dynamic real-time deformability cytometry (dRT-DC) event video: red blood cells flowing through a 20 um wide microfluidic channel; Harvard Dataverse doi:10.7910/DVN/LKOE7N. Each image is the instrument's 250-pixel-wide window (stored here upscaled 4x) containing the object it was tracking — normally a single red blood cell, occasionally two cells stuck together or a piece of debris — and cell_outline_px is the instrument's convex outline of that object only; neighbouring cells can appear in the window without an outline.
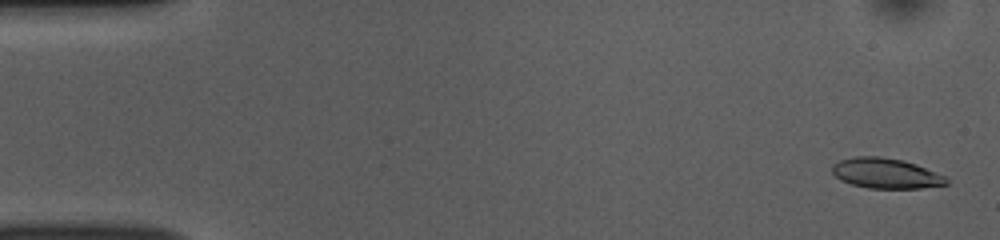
{"species": "common noctule bat (a hibernating species)", "species_latin": "Nyctalus noctula", "temperature_condition": "room temperature", "stored_images_in_passage": 52, "camera_frame_rate_fps": 3000, "um_per_image_px": 0.085, "animal": {"sex": "female", "body_mass_g": 10.0, "forearm_length_mm": 53.1}, "frame": {"image": 1, "passage_image": 2, "time_ms": 0.333, "image_size_px": [1000, 240], "cell_outline_px": [[948, 184], [920, 188], [868, 188], [852, 184], [840, 180], [832, 172], [832, 164], [840, 160], [856, 156], [880, 156], [904, 160], [916, 164], [944, 176], [948, 180]], "centroid_in_image_um": [75.27, 14.72], "position_along_channel_um": 9.7, "area_um2": 20.06}}
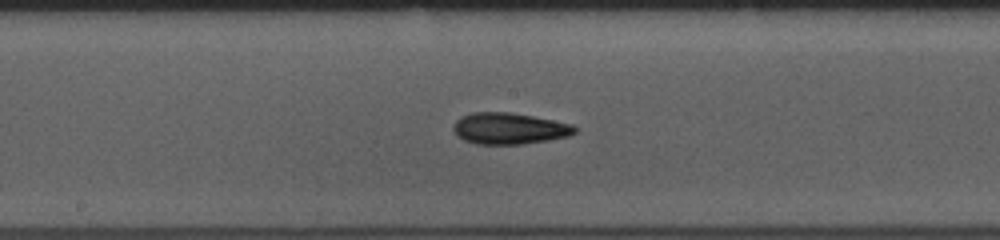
{"frame": {"image": 2, "passage_image": 27, "time_ms": 8.667, "image_size_px": [1000, 240], "cell_outline_px": [[576, 132], [568, 136], [548, 140], [524, 144], [476, 144], [464, 140], [456, 136], [452, 128], [456, 120], [460, 116], [472, 112], [508, 112], [532, 116], [572, 124], [576, 128]], "centroid_in_image_um": [43.24, 10.92], "position_along_channel_um": 205.0, "area_um2": 22.25}}
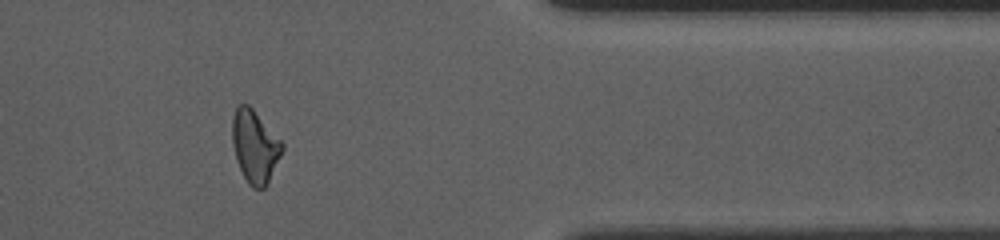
{"frame": {"image": 3, "passage_image": 43, "time_ms": 14.0, "image_size_px": [1000, 240], "cell_outline_px": [[284, 148], [268, 184], [264, 188], [252, 188], [248, 184], [236, 160], [232, 144], [232, 116], [236, 104], [248, 104], [252, 108], [284, 144]], "centroid_in_image_um": [21.65, 12.44], "position_along_channel_um": 389.8, "area_um2": 21.15}, "authors_computed_cell_mechanics": {"area_um2": 21.1259, "velocity_mm_per_s": 3.8624, "shape_relaxation_time_tau1_ms": 4.598, "shape_relaxation_time_tau2_ms": 3.3677, "deformation_change_tau1": 0.1392, "deformation_change_tau2": 0.1194}}